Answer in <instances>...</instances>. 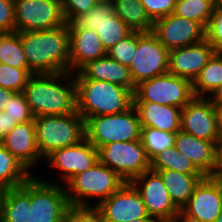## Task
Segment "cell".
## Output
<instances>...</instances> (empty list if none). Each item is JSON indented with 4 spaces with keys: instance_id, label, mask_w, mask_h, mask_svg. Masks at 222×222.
<instances>
[{
    "instance_id": "52",
    "label": "cell",
    "mask_w": 222,
    "mask_h": 222,
    "mask_svg": "<svg viewBox=\"0 0 222 222\" xmlns=\"http://www.w3.org/2000/svg\"><path fill=\"white\" fill-rule=\"evenodd\" d=\"M214 222H222V209H221L219 216L217 217V219Z\"/></svg>"
},
{
    "instance_id": "15",
    "label": "cell",
    "mask_w": 222,
    "mask_h": 222,
    "mask_svg": "<svg viewBox=\"0 0 222 222\" xmlns=\"http://www.w3.org/2000/svg\"><path fill=\"white\" fill-rule=\"evenodd\" d=\"M180 130L205 141L217 142L219 130L213 103L206 97H194L182 108Z\"/></svg>"
},
{
    "instance_id": "22",
    "label": "cell",
    "mask_w": 222,
    "mask_h": 222,
    "mask_svg": "<svg viewBox=\"0 0 222 222\" xmlns=\"http://www.w3.org/2000/svg\"><path fill=\"white\" fill-rule=\"evenodd\" d=\"M73 76L74 79L104 80L126 87L133 93L136 88L129 68L111 59L108 55L88 62L78 72L73 73Z\"/></svg>"
},
{
    "instance_id": "17",
    "label": "cell",
    "mask_w": 222,
    "mask_h": 222,
    "mask_svg": "<svg viewBox=\"0 0 222 222\" xmlns=\"http://www.w3.org/2000/svg\"><path fill=\"white\" fill-rule=\"evenodd\" d=\"M222 209V181L205 176L195 187L187 204L181 209L190 217L203 222H214Z\"/></svg>"
},
{
    "instance_id": "24",
    "label": "cell",
    "mask_w": 222,
    "mask_h": 222,
    "mask_svg": "<svg viewBox=\"0 0 222 222\" xmlns=\"http://www.w3.org/2000/svg\"><path fill=\"white\" fill-rule=\"evenodd\" d=\"M160 174L175 206L181 210L188 202L203 174H186L175 170H153Z\"/></svg>"
},
{
    "instance_id": "33",
    "label": "cell",
    "mask_w": 222,
    "mask_h": 222,
    "mask_svg": "<svg viewBox=\"0 0 222 222\" xmlns=\"http://www.w3.org/2000/svg\"><path fill=\"white\" fill-rule=\"evenodd\" d=\"M106 52L117 42L129 35L132 30L113 13L108 19L103 20L95 30Z\"/></svg>"
},
{
    "instance_id": "18",
    "label": "cell",
    "mask_w": 222,
    "mask_h": 222,
    "mask_svg": "<svg viewBox=\"0 0 222 222\" xmlns=\"http://www.w3.org/2000/svg\"><path fill=\"white\" fill-rule=\"evenodd\" d=\"M1 144L32 175L35 174L34 170H38L37 167L40 166L39 164H44V159L39 153L36 144L34 120L17 124L9 133L5 135ZM32 168L35 169L33 170Z\"/></svg>"
},
{
    "instance_id": "44",
    "label": "cell",
    "mask_w": 222,
    "mask_h": 222,
    "mask_svg": "<svg viewBox=\"0 0 222 222\" xmlns=\"http://www.w3.org/2000/svg\"><path fill=\"white\" fill-rule=\"evenodd\" d=\"M15 93V91L0 87V112L4 111L7 104L10 102V99Z\"/></svg>"
},
{
    "instance_id": "42",
    "label": "cell",
    "mask_w": 222,
    "mask_h": 222,
    "mask_svg": "<svg viewBox=\"0 0 222 222\" xmlns=\"http://www.w3.org/2000/svg\"><path fill=\"white\" fill-rule=\"evenodd\" d=\"M15 32L14 0H0V33Z\"/></svg>"
},
{
    "instance_id": "46",
    "label": "cell",
    "mask_w": 222,
    "mask_h": 222,
    "mask_svg": "<svg viewBox=\"0 0 222 222\" xmlns=\"http://www.w3.org/2000/svg\"><path fill=\"white\" fill-rule=\"evenodd\" d=\"M212 103L222 102V83L213 91V93L208 97Z\"/></svg>"
},
{
    "instance_id": "36",
    "label": "cell",
    "mask_w": 222,
    "mask_h": 222,
    "mask_svg": "<svg viewBox=\"0 0 222 222\" xmlns=\"http://www.w3.org/2000/svg\"><path fill=\"white\" fill-rule=\"evenodd\" d=\"M137 49V31H132L107 51V55L127 67L130 66Z\"/></svg>"
},
{
    "instance_id": "5",
    "label": "cell",
    "mask_w": 222,
    "mask_h": 222,
    "mask_svg": "<svg viewBox=\"0 0 222 222\" xmlns=\"http://www.w3.org/2000/svg\"><path fill=\"white\" fill-rule=\"evenodd\" d=\"M36 144L45 159L54 150L73 146L85 138V120L75 111L56 116L34 118Z\"/></svg>"
},
{
    "instance_id": "28",
    "label": "cell",
    "mask_w": 222,
    "mask_h": 222,
    "mask_svg": "<svg viewBox=\"0 0 222 222\" xmlns=\"http://www.w3.org/2000/svg\"><path fill=\"white\" fill-rule=\"evenodd\" d=\"M32 174L0 143V188L20 187Z\"/></svg>"
},
{
    "instance_id": "27",
    "label": "cell",
    "mask_w": 222,
    "mask_h": 222,
    "mask_svg": "<svg viewBox=\"0 0 222 222\" xmlns=\"http://www.w3.org/2000/svg\"><path fill=\"white\" fill-rule=\"evenodd\" d=\"M222 83V52H214L192 82L195 97L208 98Z\"/></svg>"
},
{
    "instance_id": "14",
    "label": "cell",
    "mask_w": 222,
    "mask_h": 222,
    "mask_svg": "<svg viewBox=\"0 0 222 222\" xmlns=\"http://www.w3.org/2000/svg\"><path fill=\"white\" fill-rule=\"evenodd\" d=\"M152 33L168 50L185 47L205 39V28L194 20L173 13L156 20Z\"/></svg>"
},
{
    "instance_id": "38",
    "label": "cell",
    "mask_w": 222,
    "mask_h": 222,
    "mask_svg": "<svg viewBox=\"0 0 222 222\" xmlns=\"http://www.w3.org/2000/svg\"><path fill=\"white\" fill-rule=\"evenodd\" d=\"M205 39L215 52H222V3H215L212 15L205 29Z\"/></svg>"
},
{
    "instance_id": "29",
    "label": "cell",
    "mask_w": 222,
    "mask_h": 222,
    "mask_svg": "<svg viewBox=\"0 0 222 222\" xmlns=\"http://www.w3.org/2000/svg\"><path fill=\"white\" fill-rule=\"evenodd\" d=\"M151 170H175L186 174H202L185 155L174 146L159 153L150 161Z\"/></svg>"
},
{
    "instance_id": "43",
    "label": "cell",
    "mask_w": 222,
    "mask_h": 222,
    "mask_svg": "<svg viewBox=\"0 0 222 222\" xmlns=\"http://www.w3.org/2000/svg\"><path fill=\"white\" fill-rule=\"evenodd\" d=\"M17 123L12 120L5 112H0V143L3 141L5 135L9 133Z\"/></svg>"
},
{
    "instance_id": "1",
    "label": "cell",
    "mask_w": 222,
    "mask_h": 222,
    "mask_svg": "<svg viewBox=\"0 0 222 222\" xmlns=\"http://www.w3.org/2000/svg\"><path fill=\"white\" fill-rule=\"evenodd\" d=\"M23 94L34 117L76 111V83L70 72L32 74Z\"/></svg>"
},
{
    "instance_id": "2",
    "label": "cell",
    "mask_w": 222,
    "mask_h": 222,
    "mask_svg": "<svg viewBox=\"0 0 222 222\" xmlns=\"http://www.w3.org/2000/svg\"><path fill=\"white\" fill-rule=\"evenodd\" d=\"M21 44L34 74L69 72L70 34L67 23L58 28L19 32Z\"/></svg>"
},
{
    "instance_id": "48",
    "label": "cell",
    "mask_w": 222,
    "mask_h": 222,
    "mask_svg": "<svg viewBox=\"0 0 222 222\" xmlns=\"http://www.w3.org/2000/svg\"><path fill=\"white\" fill-rule=\"evenodd\" d=\"M217 158H218V166L214 176L222 181V155H217Z\"/></svg>"
},
{
    "instance_id": "25",
    "label": "cell",
    "mask_w": 222,
    "mask_h": 222,
    "mask_svg": "<svg viewBox=\"0 0 222 222\" xmlns=\"http://www.w3.org/2000/svg\"><path fill=\"white\" fill-rule=\"evenodd\" d=\"M30 178L20 187L4 191L0 222H29Z\"/></svg>"
},
{
    "instance_id": "30",
    "label": "cell",
    "mask_w": 222,
    "mask_h": 222,
    "mask_svg": "<svg viewBox=\"0 0 222 222\" xmlns=\"http://www.w3.org/2000/svg\"><path fill=\"white\" fill-rule=\"evenodd\" d=\"M0 63L15 68H28L19 32L0 33Z\"/></svg>"
},
{
    "instance_id": "26",
    "label": "cell",
    "mask_w": 222,
    "mask_h": 222,
    "mask_svg": "<svg viewBox=\"0 0 222 222\" xmlns=\"http://www.w3.org/2000/svg\"><path fill=\"white\" fill-rule=\"evenodd\" d=\"M114 13L132 30L152 32L150 19L140 0H112Z\"/></svg>"
},
{
    "instance_id": "49",
    "label": "cell",
    "mask_w": 222,
    "mask_h": 222,
    "mask_svg": "<svg viewBox=\"0 0 222 222\" xmlns=\"http://www.w3.org/2000/svg\"><path fill=\"white\" fill-rule=\"evenodd\" d=\"M216 154L222 155V132H219L218 134V140L216 143Z\"/></svg>"
},
{
    "instance_id": "32",
    "label": "cell",
    "mask_w": 222,
    "mask_h": 222,
    "mask_svg": "<svg viewBox=\"0 0 222 222\" xmlns=\"http://www.w3.org/2000/svg\"><path fill=\"white\" fill-rule=\"evenodd\" d=\"M176 134L157 130L151 127H141V141L147 157L151 161L156 155L172 148Z\"/></svg>"
},
{
    "instance_id": "20",
    "label": "cell",
    "mask_w": 222,
    "mask_h": 222,
    "mask_svg": "<svg viewBox=\"0 0 222 222\" xmlns=\"http://www.w3.org/2000/svg\"><path fill=\"white\" fill-rule=\"evenodd\" d=\"M216 143L178 131L174 147L185 155L204 176H214L218 166Z\"/></svg>"
},
{
    "instance_id": "35",
    "label": "cell",
    "mask_w": 222,
    "mask_h": 222,
    "mask_svg": "<svg viewBox=\"0 0 222 222\" xmlns=\"http://www.w3.org/2000/svg\"><path fill=\"white\" fill-rule=\"evenodd\" d=\"M32 74L29 68H15L0 63V87L23 92Z\"/></svg>"
},
{
    "instance_id": "37",
    "label": "cell",
    "mask_w": 222,
    "mask_h": 222,
    "mask_svg": "<svg viewBox=\"0 0 222 222\" xmlns=\"http://www.w3.org/2000/svg\"><path fill=\"white\" fill-rule=\"evenodd\" d=\"M4 112L17 124L25 123L35 118L23 92H16L12 96Z\"/></svg>"
},
{
    "instance_id": "19",
    "label": "cell",
    "mask_w": 222,
    "mask_h": 222,
    "mask_svg": "<svg viewBox=\"0 0 222 222\" xmlns=\"http://www.w3.org/2000/svg\"><path fill=\"white\" fill-rule=\"evenodd\" d=\"M214 52L213 46L206 39L169 50L168 72L193 82Z\"/></svg>"
},
{
    "instance_id": "9",
    "label": "cell",
    "mask_w": 222,
    "mask_h": 222,
    "mask_svg": "<svg viewBox=\"0 0 222 222\" xmlns=\"http://www.w3.org/2000/svg\"><path fill=\"white\" fill-rule=\"evenodd\" d=\"M99 161L116 172L125 183H130L145 171L150 170L141 139L130 142H111L99 150Z\"/></svg>"
},
{
    "instance_id": "7",
    "label": "cell",
    "mask_w": 222,
    "mask_h": 222,
    "mask_svg": "<svg viewBox=\"0 0 222 222\" xmlns=\"http://www.w3.org/2000/svg\"><path fill=\"white\" fill-rule=\"evenodd\" d=\"M37 174L30 177L29 222H66L70 205L65 186L44 181Z\"/></svg>"
},
{
    "instance_id": "11",
    "label": "cell",
    "mask_w": 222,
    "mask_h": 222,
    "mask_svg": "<svg viewBox=\"0 0 222 222\" xmlns=\"http://www.w3.org/2000/svg\"><path fill=\"white\" fill-rule=\"evenodd\" d=\"M134 85L168 72L169 50L152 32L137 31V49L128 67Z\"/></svg>"
},
{
    "instance_id": "51",
    "label": "cell",
    "mask_w": 222,
    "mask_h": 222,
    "mask_svg": "<svg viewBox=\"0 0 222 222\" xmlns=\"http://www.w3.org/2000/svg\"><path fill=\"white\" fill-rule=\"evenodd\" d=\"M4 189L0 188V221H1V206H2V200L4 196Z\"/></svg>"
},
{
    "instance_id": "23",
    "label": "cell",
    "mask_w": 222,
    "mask_h": 222,
    "mask_svg": "<svg viewBox=\"0 0 222 222\" xmlns=\"http://www.w3.org/2000/svg\"><path fill=\"white\" fill-rule=\"evenodd\" d=\"M141 127H151L176 134L181 129L182 109L153 102H133Z\"/></svg>"
},
{
    "instance_id": "16",
    "label": "cell",
    "mask_w": 222,
    "mask_h": 222,
    "mask_svg": "<svg viewBox=\"0 0 222 222\" xmlns=\"http://www.w3.org/2000/svg\"><path fill=\"white\" fill-rule=\"evenodd\" d=\"M97 208L106 222H128L150 217L141 195L131 183H124Z\"/></svg>"
},
{
    "instance_id": "4",
    "label": "cell",
    "mask_w": 222,
    "mask_h": 222,
    "mask_svg": "<svg viewBox=\"0 0 222 222\" xmlns=\"http://www.w3.org/2000/svg\"><path fill=\"white\" fill-rule=\"evenodd\" d=\"M124 183L116 172L98 161L90 169L73 176L64 186L69 205L97 207Z\"/></svg>"
},
{
    "instance_id": "6",
    "label": "cell",
    "mask_w": 222,
    "mask_h": 222,
    "mask_svg": "<svg viewBox=\"0 0 222 222\" xmlns=\"http://www.w3.org/2000/svg\"><path fill=\"white\" fill-rule=\"evenodd\" d=\"M85 138L99 150L111 142H130L141 139V123L136 108L127 111L90 117L85 121Z\"/></svg>"
},
{
    "instance_id": "8",
    "label": "cell",
    "mask_w": 222,
    "mask_h": 222,
    "mask_svg": "<svg viewBox=\"0 0 222 222\" xmlns=\"http://www.w3.org/2000/svg\"><path fill=\"white\" fill-rule=\"evenodd\" d=\"M133 96V102H153L181 109L195 97L190 80L169 72L140 82Z\"/></svg>"
},
{
    "instance_id": "21",
    "label": "cell",
    "mask_w": 222,
    "mask_h": 222,
    "mask_svg": "<svg viewBox=\"0 0 222 222\" xmlns=\"http://www.w3.org/2000/svg\"><path fill=\"white\" fill-rule=\"evenodd\" d=\"M70 34L69 72L76 73L90 61L107 55L95 31L68 27Z\"/></svg>"
},
{
    "instance_id": "40",
    "label": "cell",
    "mask_w": 222,
    "mask_h": 222,
    "mask_svg": "<svg viewBox=\"0 0 222 222\" xmlns=\"http://www.w3.org/2000/svg\"><path fill=\"white\" fill-rule=\"evenodd\" d=\"M150 19L156 20L174 12L176 0H140Z\"/></svg>"
},
{
    "instance_id": "10",
    "label": "cell",
    "mask_w": 222,
    "mask_h": 222,
    "mask_svg": "<svg viewBox=\"0 0 222 222\" xmlns=\"http://www.w3.org/2000/svg\"><path fill=\"white\" fill-rule=\"evenodd\" d=\"M44 160V162H47L51 172L52 170L55 174L58 172V176L56 175L55 177L59 178V181L56 178H54L55 180L52 178L49 180L44 175L40 178L47 182L65 185L73 176L97 164L99 161V152L84 138L76 145L54 150Z\"/></svg>"
},
{
    "instance_id": "45",
    "label": "cell",
    "mask_w": 222,
    "mask_h": 222,
    "mask_svg": "<svg viewBox=\"0 0 222 222\" xmlns=\"http://www.w3.org/2000/svg\"><path fill=\"white\" fill-rule=\"evenodd\" d=\"M172 222H203L196 218L190 217L185 214L182 210H179L178 214L174 217Z\"/></svg>"
},
{
    "instance_id": "39",
    "label": "cell",
    "mask_w": 222,
    "mask_h": 222,
    "mask_svg": "<svg viewBox=\"0 0 222 222\" xmlns=\"http://www.w3.org/2000/svg\"><path fill=\"white\" fill-rule=\"evenodd\" d=\"M66 222H106L96 206H69Z\"/></svg>"
},
{
    "instance_id": "47",
    "label": "cell",
    "mask_w": 222,
    "mask_h": 222,
    "mask_svg": "<svg viewBox=\"0 0 222 222\" xmlns=\"http://www.w3.org/2000/svg\"><path fill=\"white\" fill-rule=\"evenodd\" d=\"M216 118H217V126L219 132H222V102L221 103H213Z\"/></svg>"
},
{
    "instance_id": "50",
    "label": "cell",
    "mask_w": 222,
    "mask_h": 222,
    "mask_svg": "<svg viewBox=\"0 0 222 222\" xmlns=\"http://www.w3.org/2000/svg\"><path fill=\"white\" fill-rule=\"evenodd\" d=\"M128 222H158L155 218L153 217H145V218H140L137 220H132V221H128Z\"/></svg>"
},
{
    "instance_id": "34",
    "label": "cell",
    "mask_w": 222,
    "mask_h": 222,
    "mask_svg": "<svg viewBox=\"0 0 222 222\" xmlns=\"http://www.w3.org/2000/svg\"><path fill=\"white\" fill-rule=\"evenodd\" d=\"M114 13L112 0H99L87 13L78 15L68 27H80L95 31L100 23Z\"/></svg>"
},
{
    "instance_id": "41",
    "label": "cell",
    "mask_w": 222,
    "mask_h": 222,
    "mask_svg": "<svg viewBox=\"0 0 222 222\" xmlns=\"http://www.w3.org/2000/svg\"><path fill=\"white\" fill-rule=\"evenodd\" d=\"M99 0H61L66 23L72 22L78 15L87 13Z\"/></svg>"
},
{
    "instance_id": "13",
    "label": "cell",
    "mask_w": 222,
    "mask_h": 222,
    "mask_svg": "<svg viewBox=\"0 0 222 222\" xmlns=\"http://www.w3.org/2000/svg\"><path fill=\"white\" fill-rule=\"evenodd\" d=\"M141 195L150 217L158 222H172L179 209L175 206L160 174L148 170L130 182Z\"/></svg>"
},
{
    "instance_id": "31",
    "label": "cell",
    "mask_w": 222,
    "mask_h": 222,
    "mask_svg": "<svg viewBox=\"0 0 222 222\" xmlns=\"http://www.w3.org/2000/svg\"><path fill=\"white\" fill-rule=\"evenodd\" d=\"M214 5L213 0H176L173 14L199 22L206 29Z\"/></svg>"
},
{
    "instance_id": "12",
    "label": "cell",
    "mask_w": 222,
    "mask_h": 222,
    "mask_svg": "<svg viewBox=\"0 0 222 222\" xmlns=\"http://www.w3.org/2000/svg\"><path fill=\"white\" fill-rule=\"evenodd\" d=\"M15 31H40L66 24L61 0H14Z\"/></svg>"
},
{
    "instance_id": "53",
    "label": "cell",
    "mask_w": 222,
    "mask_h": 222,
    "mask_svg": "<svg viewBox=\"0 0 222 222\" xmlns=\"http://www.w3.org/2000/svg\"><path fill=\"white\" fill-rule=\"evenodd\" d=\"M216 3H222V0H216Z\"/></svg>"
},
{
    "instance_id": "3",
    "label": "cell",
    "mask_w": 222,
    "mask_h": 222,
    "mask_svg": "<svg viewBox=\"0 0 222 222\" xmlns=\"http://www.w3.org/2000/svg\"><path fill=\"white\" fill-rule=\"evenodd\" d=\"M74 80L76 111L85 121L94 116L121 113L133 105V92L126 87L104 80Z\"/></svg>"
}]
</instances>
